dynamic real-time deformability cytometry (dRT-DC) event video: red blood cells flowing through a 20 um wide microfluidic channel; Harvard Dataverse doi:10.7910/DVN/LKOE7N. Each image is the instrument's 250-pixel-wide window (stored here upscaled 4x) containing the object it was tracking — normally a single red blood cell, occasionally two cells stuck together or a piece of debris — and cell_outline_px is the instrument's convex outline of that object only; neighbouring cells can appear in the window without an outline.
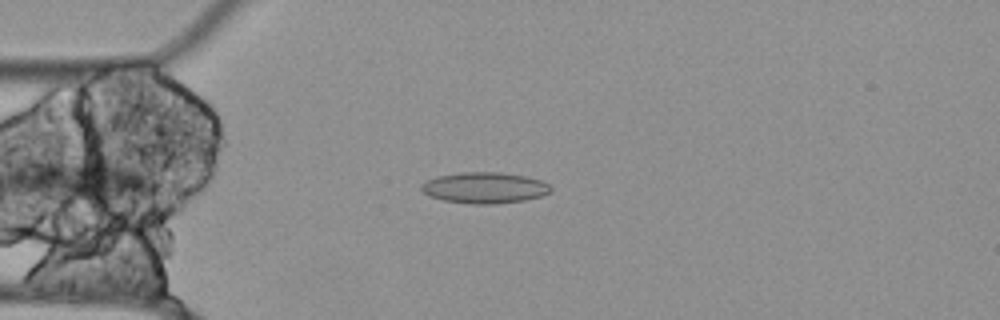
{"species": "Egyptian fruit bat (a non-hibernating species)", "species_latin": "Rousettus aegyptiacus", "temperature_condition": "cold", "stored_images_in_passage": 44, "camera_frame_rate_fps": 3000, "um_per_image_px": 0.085, "animal": {"sex": "female"}, "frame": {"image": 1, "passage_image": 5, "time_ms": 1.333, "image_size_px": [1000, 320], "cell_outline_px": [[552, 192], [540, 196], [524, 200], [496, 204], [468, 204], [444, 200], [428, 196], [420, 188], [420, 184], [436, 176], [464, 172], [500, 172], [524, 176], [540, 180], [548, 184], [552, 188]], "centroid_in_image_um": [41.17, 15.96], "position_along_channel_um": 43.8, "area_um2": 23.47}}
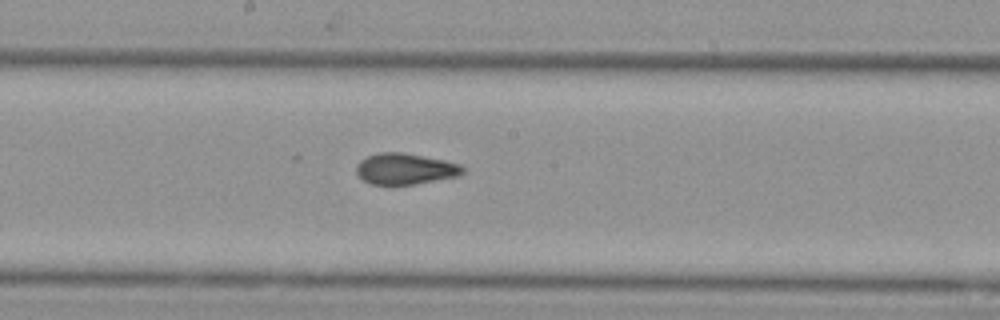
{"frame": {"image": 2, "passage_image": 20, "time_ms": 6.333, "image_size_px": [1000, 320], "cell_outline_px": [[464, 172], [456, 176], [412, 184], [372, 184], [364, 180], [356, 172], [356, 164], [360, 160], [368, 156], [380, 152], [404, 152], [444, 160], [460, 164], [464, 168]], "centroid_in_image_um": [34.42, 14.33], "position_along_channel_um": 213.8, "area_um2": 19.02}}
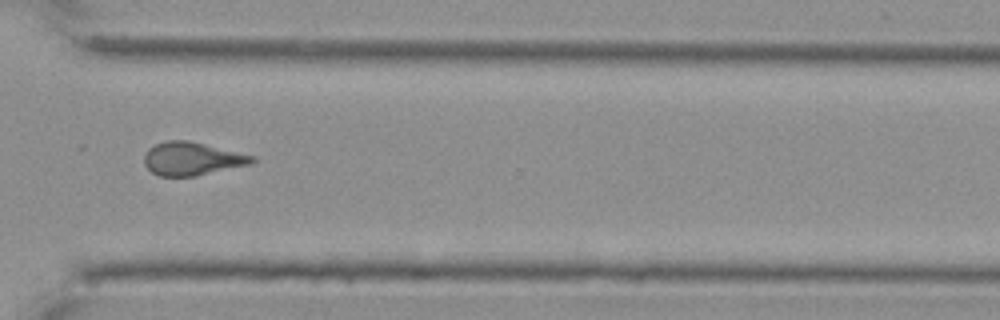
{"frame": {"image": 3, "passage_image": 32, "time_ms": 10.333, "image_size_px": [1000, 320], "cell_outline_px": [[256, 160], [252, 164], [196, 176], [160, 176], [152, 172], [144, 164], [144, 156], [148, 148], [156, 144], [168, 140], [188, 140], [256, 156]], "centroid_in_image_um": [16.34, 13.49], "position_along_channel_um": 354.3, "area_um2": 20.92}, "authors_computed_cell_mechanics": {"area_um2": 20.808, "velocity_mm_per_s": 3.5056, "shape_relaxation_time_tau1_ms": null, "shape_relaxation_time_tau2_ms": 2.7373, "deformation_change_tau1": null, "deformation_change_tau2": 0.0844}}